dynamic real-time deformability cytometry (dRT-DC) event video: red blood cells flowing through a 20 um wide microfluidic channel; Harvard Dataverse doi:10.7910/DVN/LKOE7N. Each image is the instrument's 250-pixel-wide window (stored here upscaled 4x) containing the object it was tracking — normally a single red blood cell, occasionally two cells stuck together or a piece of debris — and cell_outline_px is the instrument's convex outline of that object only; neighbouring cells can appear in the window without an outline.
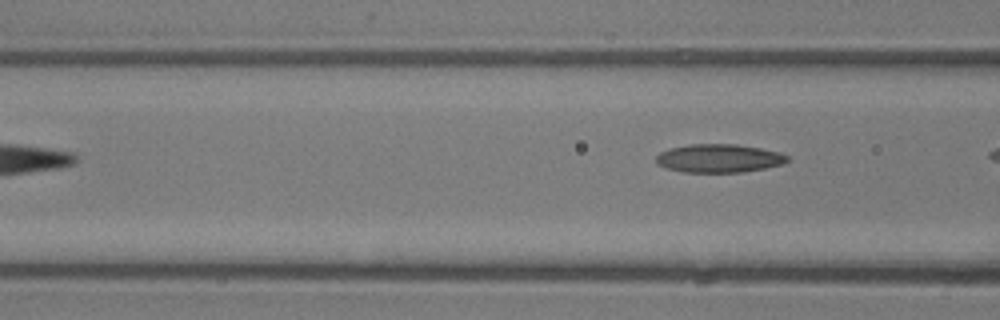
{"species": "common noctule bat (a hibernating species)", "species_latin": "Nyctalus noctula", "temperature_condition": "room temperature", "stored_images_in_passage": 7, "segment_of_instrument_passage": [2, 2], "camera_frame_rate_fps": 3000, "um_per_image_px": 0.085, "animal": {"sex": "male", "body_mass_g": 13.3}, "frame": {"image": 1, "passage_image": 7, "time_ms": 6.667, "image_size_px": [1000, 320], "cell_outline_px": [[792, 160], [784, 164], [764, 168], [740, 172], [684, 172], [668, 168], [656, 164], [656, 156], [660, 152], [672, 148], [688, 144], [736, 144], [760, 148], [780, 152], [788, 156]], "centroid_in_image_um": [61.15, 13.45], "position_along_channel_um": 105.5, "area_um2": 21.73}}